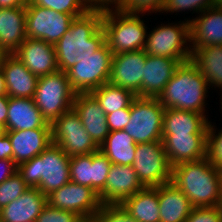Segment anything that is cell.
I'll return each instance as SVG.
<instances>
[{
    "label": "cell",
    "instance_id": "cell-3",
    "mask_svg": "<svg viewBox=\"0 0 222 222\" xmlns=\"http://www.w3.org/2000/svg\"><path fill=\"white\" fill-rule=\"evenodd\" d=\"M208 81L191 61L181 63L157 98L165 109L175 108L204 114Z\"/></svg>",
    "mask_w": 222,
    "mask_h": 222
},
{
    "label": "cell",
    "instance_id": "cell-25",
    "mask_svg": "<svg viewBox=\"0 0 222 222\" xmlns=\"http://www.w3.org/2000/svg\"><path fill=\"white\" fill-rule=\"evenodd\" d=\"M26 39V6L0 8V47L13 54Z\"/></svg>",
    "mask_w": 222,
    "mask_h": 222
},
{
    "label": "cell",
    "instance_id": "cell-29",
    "mask_svg": "<svg viewBox=\"0 0 222 222\" xmlns=\"http://www.w3.org/2000/svg\"><path fill=\"white\" fill-rule=\"evenodd\" d=\"M120 205L138 222H160L158 186L144 187Z\"/></svg>",
    "mask_w": 222,
    "mask_h": 222
},
{
    "label": "cell",
    "instance_id": "cell-26",
    "mask_svg": "<svg viewBox=\"0 0 222 222\" xmlns=\"http://www.w3.org/2000/svg\"><path fill=\"white\" fill-rule=\"evenodd\" d=\"M46 204V195L42 194L37 188H28L21 196L0 210V221H36Z\"/></svg>",
    "mask_w": 222,
    "mask_h": 222
},
{
    "label": "cell",
    "instance_id": "cell-17",
    "mask_svg": "<svg viewBox=\"0 0 222 222\" xmlns=\"http://www.w3.org/2000/svg\"><path fill=\"white\" fill-rule=\"evenodd\" d=\"M143 188L132 165L112 164L105 188L99 194V198L102 204L120 205L126 198Z\"/></svg>",
    "mask_w": 222,
    "mask_h": 222
},
{
    "label": "cell",
    "instance_id": "cell-8",
    "mask_svg": "<svg viewBox=\"0 0 222 222\" xmlns=\"http://www.w3.org/2000/svg\"><path fill=\"white\" fill-rule=\"evenodd\" d=\"M173 24H161L146 34L144 51L147 55L174 58L181 63L191 59V46L187 45L190 41L189 20Z\"/></svg>",
    "mask_w": 222,
    "mask_h": 222
},
{
    "label": "cell",
    "instance_id": "cell-38",
    "mask_svg": "<svg viewBox=\"0 0 222 222\" xmlns=\"http://www.w3.org/2000/svg\"><path fill=\"white\" fill-rule=\"evenodd\" d=\"M213 6L214 0H165L162 11L174 13L175 11L193 10V12L201 13Z\"/></svg>",
    "mask_w": 222,
    "mask_h": 222
},
{
    "label": "cell",
    "instance_id": "cell-46",
    "mask_svg": "<svg viewBox=\"0 0 222 222\" xmlns=\"http://www.w3.org/2000/svg\"><path fill=\"white\" fill-rule=\"evenodd\" d=\"M28 0H0V8H17L26 6Z\"/></svg>",
    "mask_w": 222,
    "mask_h": 222
},
{
    "label": "cell",
    "instance_id": "cell-24",
    "mask_svg": "<svg viewBox=\"0 0 222 222\" xmlns=\"http://www.w3.org/2000/svg\"><path fill=\"white\" fill-rule=\"evenodd\" d=\"M51 128V124L42 117L33 98L9 97L6 131Z\"/></svg>",
    "mask_w": 222,
    "mask_h": 222
},
{
    "label": "cell",
    "instance_id": "cell-1",
    "mask_svg": "<svg viewBox=\"0 0 222 222\" xmlns=\"http://www.w3.org/2000/svg\"><path fill=\"white\" fill-rule=\"evenodd\" d=\"M102 18L103 10L89 9L71 21L69 29L54 45L60 71L66 72L105 44Z\"/></svg>",
    "mask_w": 222,
    "mask_h": 222
},
{
    "label": "cell",
    "instance_id": "cell-9",
    "mask_svg": "<svg viewBox=\"0 0 222 222\" xmlns=\"http://www.w3.org/2000/svg\"><path fill=\"white\" fill-rule=\"evenodd\" d=\"M113 53L105 43L94 54L87 56L66 71L72 89L76 93H90L108 83Z\"/></svg>",
    "mask_w": 222,
    "mask_h": 222
},
{
    "label": "cell",
    "instance_id": "cell-40",
    "mask_svg": "<svg viewBox=\"0 0 222 222\" xmlns=\"http://www.w3.org/2000/svg\"><path fill=\"white\" fill-rule=\"evenodd\" d=\"M185 222H222V209L214 207H193Z\"/></svg>",
    "mask_w": 222,
    "mask_h": 222
},
{
    "label": "cell",
    "instance_id": "cell-39",
    "mask_svg": "<svg viewBox=\"0 0 222 222\" xmlns=\"http://www.w3.org/2000/svg\"><path fill=\"white\" fill-rule=\"evenodd\" d=\"M36 222H84V220L74 212L64 211L47 203Z\"/></svg>",
    "mask_w": 222,
    "mask_h": 222
},
{
    "label": "cell",
    "instance_id": "cell-37",
    "mask_svg": "<svg viewBox=\"0 0 222 222\" xmlns=\"http://www.w3.org/2000/svg\"><path fill=\"white\" fill-rule=\"evenodd\" d=\"M165 0H119V9L129 13L145 14L162 12ZM156 11V12H155Z\"/></svg>",
    "mask_w": 222,
    "mask_h": 222
},
{
    "label": "cell",
    "instance_id": "cell-10",
    "mask_svg": "<svg viewBox=\"0 0 222 222\" xmlns=\"http://www.w3.org/2000/svg\"><path fill=\"white\" fill-rule=\"evenodd\" d=\"M132 167L144 187H157L171 182L172 167L162 141L137 144Z\"/></svg>",
    "mask_w": 222,
    "mask_h": 222
},
{
    "label": "cell",
    "instance_id": "cell-6",
    "mask_svg": "<svg viewBox=\"0 0 222 222\" xmlns=\"http://www.w3.org/2000/svg\"><path fill=\"white\" fill-rule=\"evenodd\" d=\"M75 95L66 72L58 70L39 77L33 99L42 117L52 124L64 112L73 108Z\"/></svg>",
    "mask_w": 222,
    "mask_h": 222
},
{
    "label": "cell",
    "instance_id": "cell-18",
    "mask_svg": "<svg viewBox=\"0 0 222 222\" xmlns=\"http://www.w3.org/2000/svg\"><path fill=\"white\" fill-rule=\"evenodd\" d=\"M171 167L206 157V134H162Z\"/></svg>",
    "mask_w": 222,
    "mask_h": 222
},
{
    "label": "cell",
    "instance_id": "cell-51",
    "mask_svg": "<svg viewBox=\"0 0 222 222\" xmlns=\"http://www.w3.org/2000/svg\"><path fill=\"white\" fill-rule=\"evenodd\" d=\"M219 207L222 209V182H221V197H220Z\"/></svg>",
    "mask_w": 222,
    "mask_h": 222
},
{
    "label": "cell",
    "instance_id": "cell-42",
    "mask_svg": "<svg viewBox=\"0 0 222 222\" xmlns=\"http://www.w3.org/2000/svg\"><path fill=\"white\" fill-rule=\"evenodd\" d=\"M17 172V165L13 160H0V183L10 178Z\"/></svg>",
    "mask_w": 222,
    "mask_h": 222
},
{
    "label": "cell",
    "instance_id": "cell-30",
    "mask_svg": "<svg viewBox=\"0 0 222 222\" xmlns=\"http://www.w3.org/2000/svg\"><path fill=\"white\" fill-rule=\"evenodd\" d=\"M190 60L207 79L209 89L210 86L222 89V45L195 48Z\"/></svg>",
    "mask_w": 222,
    "mask_h": 222
},
{
    "label": "cell",
    "instance_id": "cell-48",
    "mask_svg": "<svg viewBox=\"0 0 222 222\" xmlns=\"http://www.w3.org/2000/svg\"><path fill=\"white\" fill-rule=\"evenodd\" d=\"M7 53L0 47V66L2 65V61Z\"/></svg>",
    "mask_w": 222,
    "mask_h": 222
},
{
    "label": "cell",
    "instance_id": "cell-2",
    "mask_svg": "<svg viewBox=\"0 0 222 222\" xmlns=\"http://www.w3.org/2000/svg\"><path fill=\"white\" fill-rule=\"evenodd\" d=\"M171 182L188 197L193 207L219 206L220 168L212 165L206 157L173 166Z\"/></svg>",
    "mask_w": 222,
    "mask_h": 222
},
{
    "label": "cell",
    "instance_id": "cell-14",
    "mask_svg": "<svg viewBox=\"0 0 222 222\" xmlns=\"http://www.w3.org/2000/svg\"><path fill=\"white\" fill-rule=\"evenodd\" d=\"M112 162L100 150L70 157L72 182L92 188L98 195L104 190Z\"/></svg>",
    "mask_w": 222,
    "mask_h": 222
},
{
    "label": "cell",
    "instance_id": "cell-32",
    "mask_svg": "<svg viewBox=\"0 0 222 222\" xmlns=\"http://www.w3.org/2000/svg\"><path fill=\"white\" fill-rule=\"evenodd\" d=\"M100 104L105 114L115 112L122 108H129L137 97L133 92L109 83L90 92Z\"/></svg>",
    "mask_w": 222,
    "mask_h": 222
},
{
    "label": "cell",
    "instance_id": "cell-4",
    "mask_svg": "<svg viewBox=\"0 0 222 222\" xmlns=\"http://www.w3.org/2000/svg\"><path fill=\"white\" fill-rule=\"evenodd\" d=\"M69 162L70 157L52 143L38 156L19 164L17 172L29 188L47 196L71 181Z\"/></svg>",
    "mask_w": 222,
    "mask_h": 222
},
{
    "label": "cell",
    "instance_id": "cell-28",
    "mask_svg": "<svg viewBox=\"0 0 222 222\" xmlns=\"http://www.w3.org/2000/svg\"><path fill=\"white\" fill-rule=\"evenodd\" d=\"M206 114L169 108L163 114L162 134H207Z\"/></svg>",
    "mask_w": 222,
    "mask_h": 222
},
{
    "label": "cell",
    "instance_id": "cell-27",
    "mask_svg": "<svg viewBox=\"0 0 222 222\" xmlns=\"http://www.w3.org/2000/svg\"><path fill=\"white\" fill-rule=\"evenodd\" d=\"M160 222H185L193 206L172 182L158 186Z\"/></svg>",
    "mask_w": 222,
    "mask_h": 222
},
{
    "label": "cell",
    "instance_id": "cell-33",
    "mask_svg": "<svg viewBox=\"0 0 222 222\" xmlns=\"http://www.w3.org/2000/svg\"><path fill=\"white\" fill-rule=\"evenodd\" d=\"M26 5L49 8L56 12L71 14L74 18L89 10L82 0H28Z\"/></svg>",
    "mask_w": 222,
    "mask_h": 222
},
{
    "label": "cell",
    "instance_id": "cell-12",
    "mask_svg": "<svg viewBox=\"0 0 222 222\" xmlns=\"http://www.w3.org/2000/svg\"><path fill=\"white\" fill-rule=\"evenodd\" d=\"M73 19L71 14L26 5V37L55 45L69 29Z\"/></svg>",
    "mask_w": 222,
    "mask_h": 222
},
{
    "label": "cell",
    "instance_id": "cell-35",
    "mask_svg": "<svg viewBox=\"0 0 222 222\" xmlns=\"http://www.w3.org/2000/svg\"><path fill=\"white\" fill-rule=\"evenodd\" d=\"M215 126L208 123L206 134V159L216 168H222V129L216 133Z\"/></svg>",
    "mask_w": 222,
    "mask_h": 222
},
{
    "label": "cell",
    "instance_id": "cell-49",
    "mask_svg": "<svg viewBox=\"0 0 222 222\" xmlns=\"http://www.w3.org/2000/svg\"><path fill=\"white\" fill-rule=\"evenodd\" d=\"M214 6L222 7V0H214Z\"/></svg>",
    "mask_w": 222,
    "mask_h": 222
},
{
    "label": "cell",
    "instance_id": "cell-41",
    "mask_svg": "<svg viewBox=\"0 0 222 222\" xmlns=\"http://www.w3.org/2000/svg\"><path fill=\"white\" fill-rule=\"evenodd\" d=\"M106 118L110 132L124 130L130 121V107L106 114Z\"/></svg>",
    "mask_w": 222,
    "mask_h": 222
},
{
    "label": "cell",
    "instance_id": "cell-11",
    "mask_svg": "<svg viewBox=\"0 0 222 222\" xmlns=\"http://www.w3.org/2000/svg\"><path fill=\"white\" fill-rule=\"evenodd\" d=\"M51 134L52 143L60 147L69 157L99 150L73 108L64 112L51 124Z\"/></svg>",
    "mask_w": 222,
    "mask_h": 222
},
{
    "label": "cell",
    "instance_id": "cell-19",
    "mask_svg": "<svg viewBox=\"0 0 222 222\" xmlns=\"http://www.w3.org/2000/svg\"><path fill=\"white\" fill-rule=\"evenodd\" d=\"M73 109L80 116L83 127L100 147L110 133L104 110L91 93H76Z\"/></svg>",
    "mask_w": 222,
    "mask_h": 222
},
{
    "label": "cell",
    "instance_id": "cell-45",
    "mask_svg": "<svg viewBox=\"0 0 222 222\" xmlns=\"http://www.w3.org/2000/svg\"><path fill=\"white\" fill-rule=\"evenodd\" d=\"M8 96H0V125L6 127L8 113Z\"/></svg>",
    "mask_w": 222,
    "mask_h": 222
},
{
    "label": "cell",
    "instance_id": "cell-15",
    "mask_svg": "<svg viewBox=\"0 0 222 222\" xmlns=\"http://www.w3.org/2000/svg\"><path fill=\"white\" fill-rule=\"evenodd\" d=\"M146 57L144 49L113 55L108 83L138 95L142 89Z\"/></svg>",
    "mask_w": 222,
    "mask_h": 222
},
{
    "label": "cell",
    "instance_id": "cell-47",
    "mask_svg": "<svg viewBox=\"0 0 222 222\" xmlns=\"http://www.w3.org/2000/svg\"><path fill=\"white\" fill-rule=\"evenodd\" d=\"M0 96H7L5 79L1 68H0Z\"/></svg>",
    "mask_w": 222,
    "mask_h": 222
},
{
    "label": "cell",
    "instance_id": "cell-5",
    "mask_svg": "<svg viewBox=\"0 0 222 222\" xmlns=\"http://www.w3.org/2000/svg\"><path fill=\"white\" fill-rule=\"evenodd\" d=\"M140 16L144 14L129 13L119 8L103 10L105 43L113 55L144 49L147 27Z\"/></svg>",
    "mask_w": 222,
    "mask_h": 222
},
{
    "label": "cell",
    "instance_id": "cell-44",
    "mask_svg": "<svg viewBox=\"0 0 222 222\" xmlns=\"http://www.w3.org/2000/svg\"><path fill=\"white\" fill-rule=\"evenodd\" d=\"M3 159L13 160L12 145L7 133L0 137V160Z\"/></svg>",
    "mask_w": 222,
    "mask_h": 222
},
{
    "label": "cell",
    "instance_id": "cell-23",
    "mask_svg": "<svg viewBox=\"0 0 222 222\" xmlns=\"http://www.w3.org/2000/svg\"><path fill=\"white\" fill-rule=\"evenodd\" d=\"M7 89V96L14 98H33L39 77L13 54H7L0 66Z\"/></svg>",
    "mask_w": 222,
    "mask_h": 222
},
{
    "label": "cell",
    "instance_id": "cell-7",
    "mask_svg": "<svg viewBox=\"0 0 222 222\" xmlns=\"http://www.w3.org/2000/svg\"><path fill=\"white\" fill-rule=\"evenodd\" d=\"M164 111L157 98L137 96L130 106V121L124 131L136 144L162 141Z\"/></svg>",
    "mask_w": 222,
    "mask_h": 222
},
{
    "label": "cell",
    "instance_id": "cell-34",
    "mask_svg": "<svg viewBox=\"0 0 222 222\" xmlns=\"http://www.w3.org/2000/svg\"><path fill=\"white\" fill-rule=\"evenodd\" d=\"M28 188L18 172L0 183V210L21 196Z\"/></svg>",
    "mask_w": 222,
    "mask_h": 222
},
{
    "label": "cell",
    "instance_id": "cell-13",
    "mask_svg": "<svg viewBox=\"0 0 222 222\" xmlns=\"http://www.w3.org/2000/svg\"><path fill=\"white\" fill-rule=\"evenodd\" d=\"M47 203L74 212L84 221H90L102 206L99 195L92 188L72 181L47 195Z\"/></svg>",
    "mask_w": 222,
    "mask_h": 222
},
{
    "label": "cell",
    "instance_id": "cell-22",
    "mask_svg": "<svg viewBox=\"0 0 222 222\" xmlns=\"http://www.w3.org/2000/svg\"><path fill=\"white\" fill-rule=\"evenodd\" d=\"M10 138L13 161L19 164L38 156L52 144L51 128L6 131Z\"/></svg>",
    "mask_w": 222,
    "mask_h": 222
},
{
    "label": "cell",
    "instance_id": "cell-36",
    "mask_svg": "<svg viewBox=\"0 0 222 222\" xmlns=\"http://www.w3.org/2000/svg\"><path fill=\"white\" fill-rule=\"evenodd\" d=\"M91 222H138L125 211L121 205L102 204Z\"/></svg>",
    "mask_w": 222,
    "mask_h": 222
},
{
    "label": "cell",
    "instance_id": "cell-31",
    "mask_svg": "<svg viewBox=\"0 0 222 222\" xmlns=\"http://www.w3.org/2000/svg\"><path fill=\"white\" fill-rule=\"evenodd\" d=\"M136 143L124 130L112 131L99 147L112 164L129 166L135 158Z\"/></svg>",
    "mask_w": 222,
    "mask_h": 222
},
{
    "label": "cell",
    "instance_id": "cell-43",
    "mask_svg": "<svg viewBox=\"0 0 222 222\" xmlns=\"http://www.w3.org/2000/svg\"><path fill=\"white\" fill-rule=\"evenodd\" d=\"M82 1L86 4V6L89 9H101V10L117 8L119 2V0H82Z\"/></svg>",
    "mask_w": 222,
    "mask_h": 222
},
{
    "label": "cell",
    "instance_id": "cell-21",
    "mask_svg": "<svg viewBox=\"0 0 222 222\" xmlns=\"http://www.w3.org/2000/svg\"><path fill=\"white\" fill-rule=\"evenodd\" d=\"M181 62L174 58L147 55L138 97L158 98Z\"/></svg>",
    "mask_w": 222,
    "mask_h": 222
},
{
    "label": "cell",
    "instance_id": "cell-20",
    "mask_svg": "<svg viewBox=\"0 0 222 222\" xmlns=\"http://www.w3.org/2000/svg\"><path fill=\"white\" fill-rule=\"evenodd\" d=\"M189 32L191 52L195 48L222 45V7H209L189 20Z\"/></svg>",
    "mask_w": 222,
    "mask_h": 222
},
{
    "label": "cell",
    "instance_id": "cell-16",
    "mask_svg": "<svg viewBox=\"0 0 222 222\" xmlns=\"http://www.w3.org/2000/svg\"><path fill=\"white\" fill-rule=\"evenodd\" d=\"M13 55L37 77L46 76L59 70L54 45L43 40L27 38Z\"/></svg>",
    "mask_w": 222,
    "mask_h": 222
},
{
    "label": "cell",
    "instance_id": "cell-50",
    "mask_svg": "<svg viewBox=\"0 0 222 222\" xmlns=\"http://www.w3.org/2000/svg\"><path fill=\"white\" fill-rule=\"evenodd\" d=\"M6 133L5 127L0 125V137Z\"/></svg>",
    "mask_w": 222,
    "mask_h": 222
}]
</instances>
